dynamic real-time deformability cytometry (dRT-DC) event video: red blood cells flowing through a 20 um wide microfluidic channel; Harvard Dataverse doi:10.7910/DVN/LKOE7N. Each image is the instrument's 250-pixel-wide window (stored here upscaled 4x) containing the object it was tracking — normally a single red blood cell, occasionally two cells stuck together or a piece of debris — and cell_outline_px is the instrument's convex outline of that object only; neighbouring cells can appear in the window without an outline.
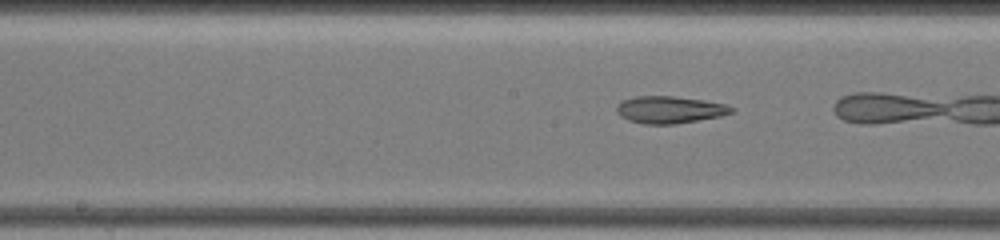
{"species": "common noctule bat (a hibernating species)", "species_latin": "Nyctalus noctula", "temperature_condition": "warm", "stored_images_in_passage": 26, "camera_frame_rate_fps": 3000, "um_per_image_px": 0.085, "animal": {"sex": "female", "body_mass_g": 19.5, "forearm_length_mm": 54.1}, "frame": {"image": 1, "passage_image": 19, "time_ms": 9.333, "image_size_px": [1000, 240], "cell_outline_px": [[736, 108], [732, 112], [720, 116], [676, 124], [644, 124], [628, 120], [620, 116], [616, 112], [616, 104], [620, 100], [636, 96], [672, 96], [728, 104]], "centroid_in_image_um": [56.88, 9.32], "position_along_channel_um": 191.3, "area_um2": 18.26}}